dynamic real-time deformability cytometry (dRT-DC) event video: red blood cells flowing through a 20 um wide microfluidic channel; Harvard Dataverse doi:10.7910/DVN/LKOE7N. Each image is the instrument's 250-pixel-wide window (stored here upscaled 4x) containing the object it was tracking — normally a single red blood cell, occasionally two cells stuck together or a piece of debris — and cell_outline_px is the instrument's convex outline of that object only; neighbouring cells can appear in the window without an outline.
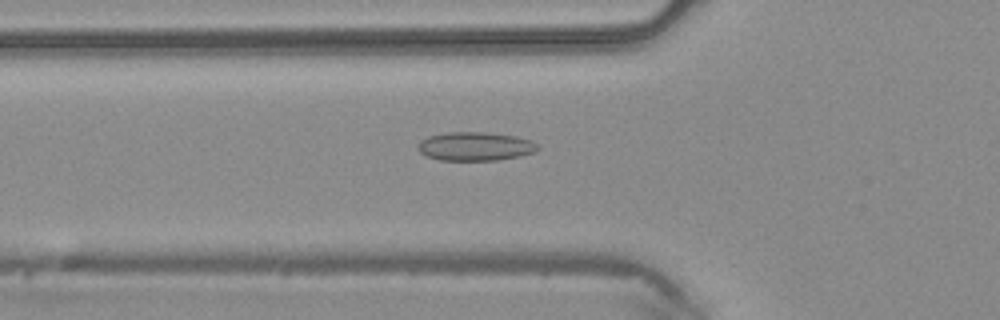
{"species": "common noctule bat (a hibernating species)", "species_latin": "Nyctalus noctula", "temperature_condition": "warm", "stored_images_in_passage": 46, "camera_frame_rate_fps": 3000, "um_per_image_px": 0.085, "animal": {"sex": "male", "body_mass_g": 20.4}, "frame": {"image": 1, "passage_image": 16, "time_ms": 5.0, "image_size_px": [1000, 320], "cell_outline_px": [[540, 148], [536, 152], [520, 156], [496, 160], [440, 160], [428, 156], [420, 152], [416, 148], [420, 140], [428, 136], [448, 132], [484, 132], [516, 136], [532, 140]], "centroid_in_image_um": [40.4, 12.43], "position_along_channel_um": 85.4, "area_um2": 20.11}}
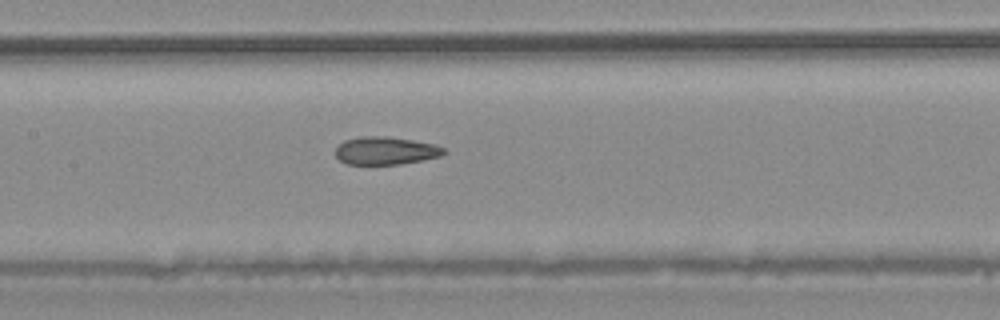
{"frame": {"image": 2, "passage_image": 22, "time_ms": 7.0, "image_size_px": [1000, 320], "cell_outline_px": [[448, 152], [440, 156], [424, 160], [400, 164], [348, 164], [340, 160], [336, 156], [336, 148], [344, 140], [364, 136], [388, 136], [436, 144], [444, 148]], "centroid_in_image_um": [32.82, 12.8], "position_along_channel_um": 174.6, "area_um2": 17.63}}
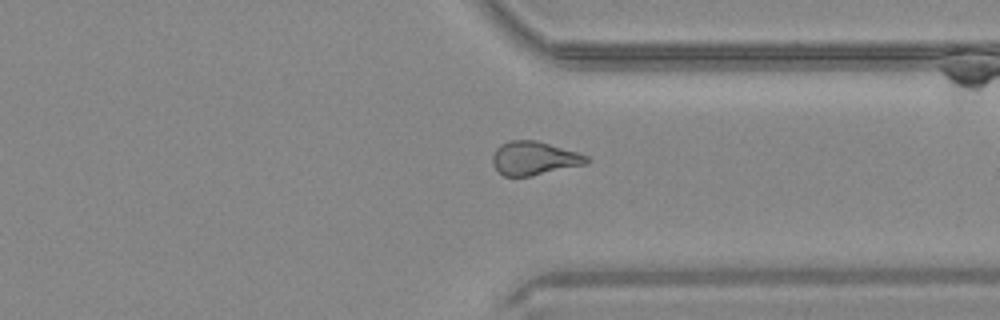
{"frame": {"image": 3, "passage_image": 35, "time_ms": 11.333, "image_size_px": [1000, 320], "cell_outline_px": [[592, 160], [584, 164], [532, 176], [504, 176], [492, 164], [492, 156], [496, 148], [500, 144], [508, 140], [536, 140], [576, 152], [588, 156]], "centroid_in_image_um": [45.37, 13.44], "position_along_channel_um": 366.0, "area_um2": 18.32}}